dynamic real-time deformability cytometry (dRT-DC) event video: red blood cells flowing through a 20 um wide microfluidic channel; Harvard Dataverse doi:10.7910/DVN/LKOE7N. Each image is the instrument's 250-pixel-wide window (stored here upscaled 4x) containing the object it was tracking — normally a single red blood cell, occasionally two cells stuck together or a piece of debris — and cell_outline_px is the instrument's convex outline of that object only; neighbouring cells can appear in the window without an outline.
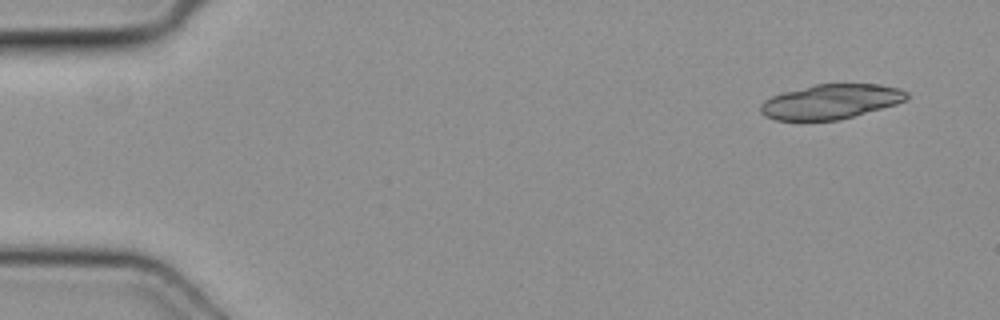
{"species": "common noctule bat (a hibernating species)", "species_latin": "Nyctalus noctula", "temperature_condition": "cold", "stored_images_in_passage": 15, "camera_frame_rate_fps": 3000, "um_per_image_px": 0.085, "animal": {"sex": "female", "body_mass_g": 19.3, "forearm_length_mm": 54.1}, "frame": {"image": 1, "passage_image": 1, "time_ms": 0.0, "image_size_px": [1000, 320], "cell_outline_px": [[908, 100], [896, 104], [852, 116], [836, 120], [776, 120], [764, 116], [760, 112], [760, 104], [764, 100], [772, 96], [784, 92], [816, 84], [880, 84], [900, 88], [908, 92]], "centroid_in_image_um": [70.62, 8.63], "position_along_channel_um": 14.4, "area_um2": 29.42}}